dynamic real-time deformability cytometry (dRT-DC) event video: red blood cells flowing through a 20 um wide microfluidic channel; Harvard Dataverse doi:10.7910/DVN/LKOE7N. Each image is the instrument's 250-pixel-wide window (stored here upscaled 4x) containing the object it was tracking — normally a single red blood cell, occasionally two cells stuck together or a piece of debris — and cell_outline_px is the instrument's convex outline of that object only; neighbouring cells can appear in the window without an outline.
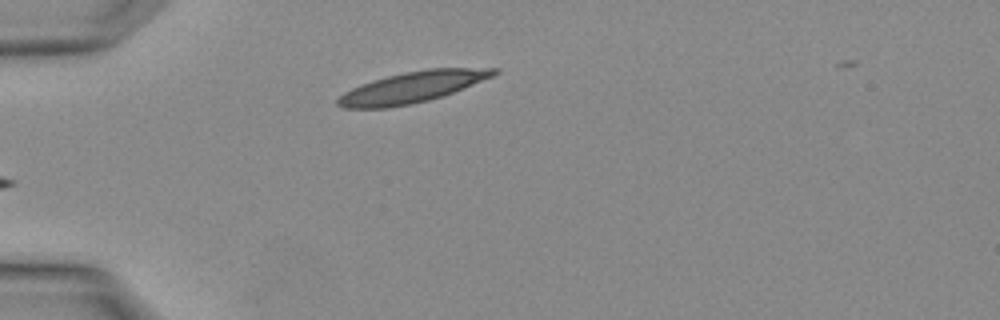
{"species": "Egyptian fruit bat (a non-hibernating species)", "species_latin": "Rousettus aegyptiacus", "temperature_condition": "warm", "stored_images_in_passage": 3, "camera_frame_rate_fps": 3000, "um_per_image_px": 0.085, "animal": {"sex": "female"}, "frame": {"image": 1, "passage_image": 3, "time_ms": 0.667, "image_size_px": [1000, 320], "cell_outline_px": [[500, 72], [496, 76], [444, 96], [428, 100], [388, 108], [344, 108], [336, 104], [336, 100], [344, 92], [360, 84], [372, 80], [404, 72], [428, 68], [500, 68]], "centroid_in_image_um": [35.1, 7.4], "position_along_channel_um": 49.9, "area_um2": 28.38}}